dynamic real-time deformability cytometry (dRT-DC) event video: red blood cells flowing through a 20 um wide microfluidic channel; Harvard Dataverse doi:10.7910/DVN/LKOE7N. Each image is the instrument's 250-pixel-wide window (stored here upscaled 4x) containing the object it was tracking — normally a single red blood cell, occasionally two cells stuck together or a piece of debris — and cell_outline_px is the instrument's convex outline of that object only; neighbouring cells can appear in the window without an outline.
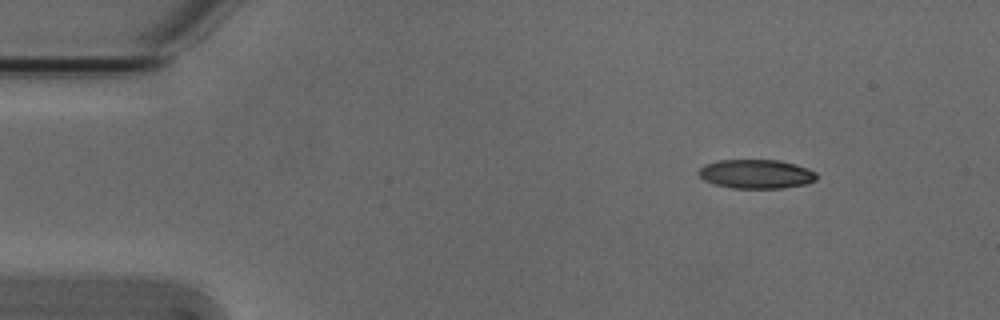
{"species": "Egyptian fruit bat (a non-hibernating species)", "species_latin": "Rousettus aegyptiacus", "temperature_condition": "cold", "stored_images_in_passage": 4, "camera_frame_rate_fps": 3000, "um_per_image_px": 0.085, "animal": {"sex": "male"}, "frame": {"image": 1, "passage_image": 1, "time_ms": 0.0, "image_size_px": [1000, 320], "cell_outline_px": [[816, 180], [808, 184], [784, 188], [732, 188], [712, 184], [704, 180], [696, 172], [704, 164], [716, 160], [780, 160], [796, 164], [816, 172]], "centroid_in_image_um": [64.25, 14.79], "position_along_channel_um": 20.7, "area_um2": 20.23}}
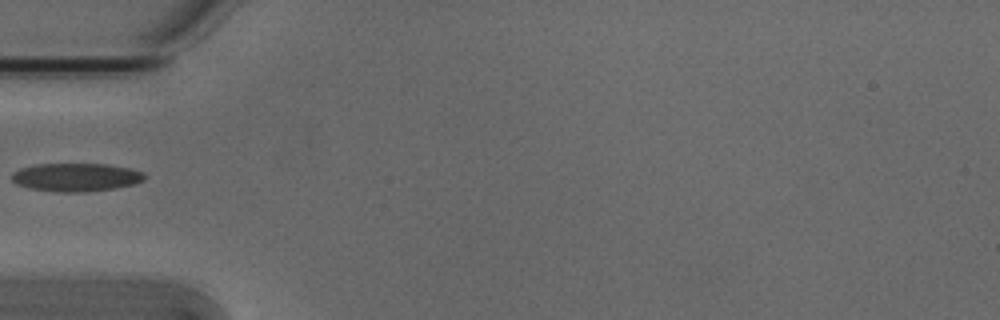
{"frame": {"image": 2, "passage_image": 4, "time_ms": 1.0, "image_size_px": [1000, 320], "cell_outline_px": [[144, 180], [132, 184], [112, 188], [88, 192], [56, 192], [28, 188], [16, 184], [12, 180], [12, 172], [20, 168], [36, 164], [108, 164], [128, 168], [144, 172]], "centroid_in_image_um": [6.41, 15.06], "position_along_channel_um": 78.6, "area_um2": 21.85}}